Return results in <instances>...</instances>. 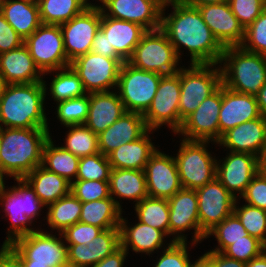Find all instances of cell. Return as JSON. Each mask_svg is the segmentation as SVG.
<instances>
[{
    "label": "cell",
    "instance_id": "cell-54",
    "mask_svg": "<svg viewBox=\"0 0 266 267\" xmlns=\"http://www.w3.org/2000/svg\"><path fill=\"white\" fill-rule=\"evenodd\" d=\"M211 262L212 267H246V263L226 257L216 251H209L204 254Z\"/></svg>",
    "mask_w": 266,
    "mask_h": 267
},
{
    "label": "cell",
    "instance_id": "cell-39",
    "mask_svg": "<svg viewBox=\"0 0 266 267\" xmlns=\"http://www.w3.org/2000/svg\"><path fill=\"white\" fill-rule=\"evenodd\" d=\"M50 85L52 98L58 103L86 95L83 82L71 66L58 69Z\"/></svg>",
    "mask_w": 266,
    "mask_h": 267
},
{
    "label": "cell",
    "instance_id": "cell-65",
    "mask_svg": "<svg viewBox=\"0 0 266 267\" xmlns=\"http://www.w3.org/2000/svg\"><path fill=\"white\" fill-rule=\"evenodd\" d=\"M2 133H3V126L0 125V141H1Z\"/></svg>",
    "mask_w": 266,
    "mask_h": 267
},
{
    "label": "cell",
    "instance_id": "cell-41",
    "mask_svg": "<svg viewBox=\"0 0 266 267\" xmlns=\"http://www.w3.org/2000/svg\"><path fill=\"white\" fill-rule=\"evenodd\" d=\"M210 235H215L219 246L214 250L222 253L229 245L233 244L235 241L245 239V236H249L238 217L232 213L230 216L225 218L220 224H217L212 230H210L205 238Z\"/></svg>",
    "mask_w": 266,
    "mask_h": 267
},
{
    "label": "cell",
    "instance_id": "cell-56",
    "mask_svg": "<svg viewBox=\"0 0 266 267\" xmlns=\"http://www.w3.org/2000/svg\"><path fill=\"white\" fill-rule=\"evenodd\" d=\"M0 267H23L21 261L6 247L0 249Z\"/></svg>",
    "mask_w": 266,
    "mask_h": 267
},
{
    "label": "cell",
    "instance_id": "cell-50",
    "mask_svg": "<svg viewBox=\"0 0 266 267\" xmlns=\"http://www.w3.org/2000/svg\"><path fill=\"white\" fill-rule=\"evenodd\" d=\"M102 229L86 224L83 222H77L72 226H69L64 232H62L63 240L68 244H81L87 245L90 243Z\"/></svg>",
    "mask_w": 266,
    "mask_h": 267
},
{
    "label": "cell",
    "instance_id": "cell-34",
    "mask_svg": "<svg viewBox=\"0 0 266 267\" xmlns=\"http://www.w3.org/2000/svg\"><path fill=\"white\" fill-rule=\"evenodd\" d=\"M122 208L118 200L112 197L82 202L79 222L104 229L119 228Z\"/></svg>",
    "mask_w": 266,
    "mask_h": 267
},
{
    "label": "cell",
    "instance_id": "cell-9",
    "mask_svg": "<svg viewBox=\"0 0 266 267\" xmlns=\"http://www.w3.org/2000/svg\"><path fill=\"white\" fill-rule=\"evenodd\" d=\"M58 235L61 239L37 230L17 238L6 247L19 260H33V263L45 264L47 267H69L68 248L62 241V233Z\"/></svg>",
    "mask_w": 266,
    "mask_h": 267
},
{
    "label": "cell",
    "instance_id": "cell-30",
    "mask_svg": "<svg viewBox=\"0 0 266 267\" xmlns=\"http://www.w3.org/2000/svg\"><path fill=\"white\" fill-rule=\"evenodd\" d=\"M149 129L142 137L126 143L107 155L111 168L144 170L150 156L157 150L151 142Z\"/></svg>",
    "mask_w": 266,
    "mask_h": 267
},
{
    "label": "cell",
    "instance_id": "cell-26",
    "mask_svg": "<svg viewBox=\"0 0 266 267\" xmlns=\"http://www.w3.org/2000/svg\"><path fill=\"white\" fill-rule=\"evenodd\" d=\"M148 130L143 114L125 112L111 126L98 135L99 151L107 156L121 145L139 139Z\"/></svg>",
    "mask_w": 266,
    "mask_h": 267
},
{
    "label": "cell",
    "instance_id": "cell-22",
    "mask_svg": "<svg viewBox=\"0 0 266 267\" xmlns=\"http://www.w3.org/2000/svg\"><path fill=\"white\" fill-rule=\"evenodd\" d=\"M203 21L224 47L240 46L244 40V28L232 13L228 2L197 7Z\"/></svg>",
    "mask_w": 266,
    "mask_h": 267
},
{
    "label": "cell",
    "instance_id": "cell-55",
    "mask_svg": "<svg viewBox=\"0 0 266 267\" xmlns=\"http://www.w3.org/2000/svg\"><path fill=\"white\" fill-rule=\"evenodd\" d=\"M127 252L122 246L91 267H123Z\"/></svg>",
    "mask_w": 266,
    "mask_h": 267
},
{
    "label": "cell",
    "instance_id": "cell-51",
    "mask_svg": "<svg viewBox=\"0 0 266 267\" xmlns=\"http://www.w3.org/2000/svg\"><path fill=\"white\" fill-rule=\"evenodd\" d=\"M245 202L266 211V178L258 172L242 195Z\"/></svg>",
    "mask_w": 266,
    "mask_h": 267
},
{
    "label": "cell",
    "instance_id": "cell-2",
    "mask_svg": "<svg viewBox=\"0 0 266 267\" xmlns=\"http://www.w3.org/2000/svg\"><path fill=\"white\" fill-rule=\"evenodd\" d=\"M49 128H3L0 141V170L24 178L42 163Z\"/></svg>",
    "mask_w": 266,
    "mask_h": 267
},
{
    "label": "cell",
    "instance_id": "cell-17",
    "mask_svg": "<svg viewBox=\"0 0 266 267\" xmlns=\"http://www.w3.org/2000/svg\"><path fill=\"white\" fill-rule=\"evenodd\" d=\"M164 2L165 0H104L99 8L105 16L137 23L151 31L161 27Z\"/></svg>",
    "mask_w": 266,
    "mask_h": 267
},
{
    "label": "cell",
    "instance_id": "cell-12",
    "mask_svg": "<svg viewBox=\"0 0 266 267\" xmlns=\"http://www.w3.org/2000/svg\"><path fill=\"white\" fill-rule=\"evenodd\" d=\"M180 70L172 75H164L158 85L156 95L148 110L143 114L149 129L156 130L168 124L175 134L182 127L180 119Z\"/></svg>",
    "mask_w": 266,
    "mask_h": 267
},
{
    "label": "cell",
    "instance_id": "cell-46",
    "mask_svg": "<svg viewBox=\"0 0 266 267\" xmlns=\"http://www.w3.org/2000/svg\"><path fill=\"white\" fill-rule=\"evenodd\" d=\"M265 249V244L253 236H245V239L235 241L223 252L226 257L242 262H249L251 259L260 256Z\"/></svg>",
    "mask_w": 266,
    "mask_h": 267
},
{
    "label": "cell",
    "instance_id": "cell-48",
    "mask_svg": "<svg viewBox=\"0 0 266 267\" xmlns=\"http://www.w3.org/2000/svg\"><path fill=\"white\" fill-rule=\"evenodd\" d=\"M228 3L244 29L266 9V0H228Z\"/></svg>",
    "mask_w": 266,
    "mask_h": 267
},
{
    "label": "cell",
    "instance_id": "cell-14",
    "mask_svg": "<svg viewBox=\"0 0 266 267\" xmlns=\"http://www.w3.org/2000/svg\"><path fill=\"white\" fill-rule=\"evenodd\" d=\"M198 198L200 241L233 213L236 198L215 177L195 190Z\"/></svg>",
    "mask_w": 266,
    "mask_h": 267
},
{
    "label": "cell",
    "instance_id": "cell-5",
    "mask_svg": "<svg viewBox=\"0 0 266 267\" xmlns=\"http://www.w3.org/2000/svg\"><path fill=\"white\" fill-rule=\"evenodd\" d=\"M17 186L6 189L2 201H0L11 221L8 229V237L3 246L13 243L17 238L28 235L34 231L29 228L32 220L39 216V211L45 205L40 201L34 189L24 178H15ZM42 207V208H41Z\"/></svg>",
    "mask_w": 266,
    "mask_h": 267
},
{
    "label": "cell",
    "instance_id": "cell-58",
    "mask_svg": "<svg viewBox=\"0 0 266 267\" xmlns=\"http://www.w3.org/2000/svg\"><path fill=\"white\" fill-rule=\"evenodd\" d=\"M185 4L191 6V7H201L208 4H217V3H223L228 2V0H182Z\"/></svg>",
    "mask_w": 266,
    "mask_h": 267
},
{
    "label": "cell",
    "instance_id": "cell-61",
    "mask_svg": "<svg viewBox=\"0 0 266 267\" xmlns=\"http://www.w3.org/2000/svg\"><path fill=\"white\" fill-rule=\"evenodd\" d=\"M4 175H8L6 172H3L2 170H0V201L3 199L4 194L6 193L5 191V183H4Z\"/></svg>",
    "mask_w": 266,
    "mask_h": 267
},
{
    "label": "cell",
    "instance_id": "cell-37",
    "mask_svg": "<svg viewBox=\"0 0 266 267\" xmlns=\"http://www.w3.org/2000/svg\"><path fill=\"white\" fill-rule=\"evenodd\" d=\"M48 206L46 217L48 225L58 230V233L79 222L82 202L71 192Z\"/></svg>",
    "mask_w": 266,
    "mask_h": 267
},
{
    "label": "cell",
    "instance_id": "cell-33",
    "mask_svg": "<svg viewBox=\"0 0 266 267\" xmlns=\"http://www.w3.org/2000/svg\"><path fill=\"white\" fill-rule=\"evenodd\" d=\"M110 196L135 200L139 203L148 197L144 170L111 169L109 177Z\"/></svg>",
    "mask_w": 266,
    "mask_h": 267
},
{
    "label": "cell",
    "instance_id": "cell-29",
    "mask_svg": "<svg viewBox=\"0 0 266 267\" xmlns=\"http://www.w3.org/2000/svg\"><path fill=\"white\" fill-rule=\"evenodd\" d=\"M0 12L24 40L42 24L36 0H0Z\"/></svg>",
    "mask_w": 266,
    "mask_h": 267
},
{
    "label": "cell",
    "instance_id": "cell-53",
    "mask_svg": "<svg viewBox=\"0 0 266 267\" xmlns=\"http://www.w3.org/2000/svg\"><path fill=\"white\" fill-rule=\"evenodd\" d=\"M91 52L102 55L108 58L113 59H121L116 52H109V42L107 40V36L103 33L101 29H99L94 37Z\"/></svg>",
    "mask_w": 266,
    "mask_h": 267
},
{
    "label": "cell",
    "instance_id": "cell-27",
    "mask_svg": "<svg viewBox=\"0 0 266 267\" xmlns=\"http://www.w3.org/2000/svg\"><path fill=\"white\" fill-rule=\"evenodd\" d=\"M126 112L114 91L89 93V110L85 125L99 135Z\"/></svg>",
    "mask_w": 266,
    "mask_h": 267
},
{
    "label": "cell",
    "instance_id": "cell-52",
    "mask_svg": "<svg viewBox=\"0 0 266 267\" xmlns=\"http://www.w3.org/2000/svg\"><path fill=\"white\" fill-rule=\"evenodd\" d=\"M24 44V39L6 21L0 12V54L8 52Z\"/></svg>",
    "mask_w": 266,
    "mask_h": 267
},
{
    "label": "cell",
    "instance_id": "cell-25",
    "mask_svg": "<svg viewBox=\"0 0 266 267\" xmlns=\"http://www.w3.org/2000/svg\"><path fill=\"white\" fill-rule=\"evenodd\" d=\"M100 29L107 36L109 52L116 54L127 62L147 30L141 25L125 20L105 16L101 12Z\"/></svg>",
    "mask_w": 266,
    "mask_h": 267
},
{
    "label": "cell",
    "instance_id": "cell-31",
    "mask_svg": "<svg viewBox=\"0 0 266 267\" xmlns=\"http://www.w3.org/2000/svg\"><path fill=\"white\" fill-rule=\"evenodd\" d=\"M127 220L121 217L120 241L121 246L128 252L132 248L136 253L151 254L154 250L162 247L164 238L167 236L163 231L150 225L138 222L133 227H128Z\"/></svg>",
    "mask_w": 266,
    "mask_h": 267
},
{
    "label": "cell",
    "instance_id": "cell-28",
    "mask_svg": "<svg viewBox=\"0 0 266 267\" xmlns=\"http://www.w3.org/2000/svg\"><path fill=\"white\" fill-rule=\"evenodd\" d=\"M25 44L0 54V75L8 84L44 81Z\"/></svg>",
    "mask_w": 266,
    "mask_h": 267
},
{
    "label": "cell",
    "instance_id": "cell-43",
    "mask_svg": "<svg viewBox=\"0 0 266 267\" xmlns=\"http://www.w3.org/2000/svg\"><path fill=\"white\" fill-rule=\"evenodd\" d=\"M57 118L64 126L85 124L89 110V93L57 103Z\"/></svg>",
    "mask_w": 266,
    "mask_h": 267
},
{
    "label": "cell",
    "instance_id": "cell-13",
    "mask_svg": "<svg viewBox=\"0 0 266 267\" xmlns=\"http://www.w3.org/2000/svg\"><path fill=\"white\" fill-rule=\"evenodd\" d=\"M123 63L122 59L108 58L88 52L73 60L70 66L78 74L87 93H91L107 92L117 87Z\"/></svg>",
    "mask_w": 266,
    "mask_h": 267
},
{
    "label": "cell",
    "instance_id": "cell-57",
    "mask_svg": "<svg viewBox=\"0 0 266 267\" xmlns=\"http://www.w3.org/2000/svg\"><path fill=\"white\" fill-rule=\"evenodd\" d=\"M256 98L260 114L266 119V83L259 90Z\"/></svg>",
    "mask_w": 266,
    "mask_h": 267
},
{
    "label": "cell",
    "instance_id": "cell-20",
    "mask_svg": "<svg viewBox=\"0 0 266 267\" xmlns=\"http://www.w3.org/2000/svg\"><path fill=\"white\" fill-rule=\"evenodd\" d=\"M144 172L149 197L169 199L183 188L175 157L158 150L150 156Z\"/></svg>",
    "mask_w": 266,
    "mask_h": 267
},
{
    "label": "cell",
    "instance_id": "cell-19",
    "mask_svg": "<svg viewBox=\"0 0 266 267\" xmlns=\"http://www.w3.org/2000/svg\"><path fill=\"white\" fill-rule=\"evenodd\" d=\"M167 200L169 203V235L177 234L172 242L187 241L185 234L181 233L193 228L192 243L194 245L198 243L200 241V225L196 191L182 188Z\"/></svg>",
    "mask_w": 266,
    "mask_h": 267
},
{
    "label": "cell",
    "instance_id": "cell-45",
    "mask_svg": "<svg viewBox=\"0 0 266 267\" xmlns=\"http://www.w3.org/2000/svg\"><path fill=\"white\" fill-rule=\"evenodd\" d=\"M240 46L266 56V9L244 30V40Z\"/></svg>",
    "mask_w": 266,
    "mask_h": 267
},
{
    "label": "cell",
    "instance_id": "cell-64",
    "mask_svg": "<svg viewBox=\"0 0 266 267\" xmlns=\"http://www.w3.org/2000/svg\"><path fill=\"white\" fill-rule=\"evenodd\" d=\"M8 83L5 81V79L0 75V99L3 96L5 89L7 87Z\"/></svg>",
    "mask_w": 266,
    "mask_h": 267
},
{
    "label": "cell",
    "instance_id": "cell-8",
    "mask_svg": "<svg viewBox=\"0 0 266 267\" xmlns=\"http://www.w3.org/2000/svg\"><path fill=\"white\" fill-rule=\"evenodd\" d=\"M209 142L182 140L175 160L183 188L196 190L216 177L217 160L206 149Z\"/></svg>",
    "mask_w": 266,
    "mask_h": 267
},
{
    "label": "cell",
    "instance_id": "cell-49",
    "mask_svg": "<svg viewBox=\"0 0 266 267\" xmlns=\"http://www.w3.org/2000/svg\"><path fill=\"white\" fill-rule=\"evenodd\" d=\"M155 267H190L186 241L170 242Z\"/></svg>",
    "mask_w": 266,
    "mask_h": 267
},
{
    "label": "cell",
    "instance_id": "cell-38",
    "mask_svg": "<svg viewBox=\"0 0 266 267\" xmlns=\"http://www.w3.org/2000/svg\"><path fill=\"white\" fill-rule=\"evenodd\" d=\"M138 221L169 235V203L165 198L146 197L135 204Z\"/></svg>",
    "mask_w": 266,
    "mask_h": 267
},
{
    "label": "cell",
    "instance_id": "cell-63",
    "mask_svg": "<svg viewBox=\"0 0 266 267\" xmlns=\"http://www.w3.org/2000/svg\"><path fill=\"white\" fill-rule=\"evenodd\" d=\"M259 172L266 178V153L265 156L259 160Z\"/></svg>",
    "mask_w": 266,
    "mask_h": 267
},
{
    "label": "cell",
    "instance_id": "cell-32",
    "mask_svg": "<svg viewBox=\"0 0 266 267\" xmlns=\"http://www.w3.org/2000/svg\"><path fill=\"white\" fill-rule=\"evenodd\" d=\"M24 179L31 185L40 201L48 206L70 193L71 183L64 177L50 172L41 165Z\"/></svg>",
    "mask_w": 266,
    "mask_h": 267
},
{
    "label": "cell",
    "instance_id": "cell-42",
    "mask_svg": "<svg viewBox=\"0 0 266 267\" xmlns=\"http://www.w3.org/2000/svg\"><path fill=\"white\" fill-rule=\"evenodd\" d=\"M234 203L233 213L238 217L250 236L258 238L266 245V211L248 204L239 208Z\"/></svg>",
    "mask_w": 266,
    "mask_h": 267
},
{
    "label": "cell",
    "instance_id": "cell-24",
    "mask_svg": "<svg viewBox=\"0 0 266 267\" xmlns=\"http://www.w3.org/2000/svg\"><path fill=\"white\" fill-rule=\"evenodd\" d=\"M120 246V228L104 229L87 245H67L69 267H91Z\"/></svg>",
    "mask_w": 266,
    "mask_h": 267
},
{
    "label": "cell",
    "instance_id": "cell-4",
    "mask_svg": "<svg viewBox=\"0 0 266 267\" xmlns=\"http://www.w3.org/2000/svg\"><path fill=\"white\" fill-rule=\"evenodd\" d=\"M222 63V85L232 91L256 96L266 83L265 55L241 46L226 47L219 64Z\"/></svg>",
    "mask_w": 266,
    "mask_h": 267
},
{
    "label": "cell",
    "instance_id": "cell-6",
    "mask_svg": "<svg viewBox=\"0 0 266 267\" xmlns=\"http://www.w3.org/2000/svg\"><path fill=\"white\" fill-rule=\"evenodd\" d=\"M214 67L216 64H191L189 69L180 67L179 112L182 121L222 85L221 68Z\"/></svg>",
    "mask_w": 266,
    "mask_h": 267
},
{
    "label": "cell",
    "instance_id": "cell-3",
    "mask_svg": "<svg viewBox=\"0 0 266 267\" xmlns=\"http://www.w3.org/2000/svg\"><path fill=\"white\" fill-rule=\"evenodd\" d=\"M45 81L8 84L0 99V125L5 128H49L44 110Z\"/></svg>",
    "mask_w": 266,
    "mask_h": 267
},
{
    "label": "cell",
    "instance_id": "cell-21",
    "mask_svg": "<svg viewBox=\"0 0 266 267\" xmlns=\"http://www.w3.org/2000/svg\"><path fill=\"white\" fill-rule=\"evenodd\" d=\"M231 152L250 153L262 159L266 153V119L261 115L225 132L217 142Z\"/></svg>",
    "mask_w": 266,
    "mask_h": 267
},
{
    "label": "cell",
    "instance_id": "cell-44",
    "mask_svg": "<svg viewBox=\"0 0 266 267\" xmlns=\"http://www.w3.org/2000/svg\"><path fill=\"white\" fill-rule=\"evenodd\" d=\"M111 165L107 156L99 153L80 158L76 180L109 181Z\"/></svg>",
    "mask_w": 266,
    "mask_h": 267
},
{
    "label": "cell",
    "instance_id": "cell-59",
    "mask_svg": "<svg viewBox=\"0 0 266 267\" xmlns=\"http://www.w3.org/2000/svg\"><path fill=\"white\" fill-rule=\"evenodd\" d=\"M246 267H266V253L263 252L260 256L251 259L246 263Z\"/></svg>",
    "mask_w": 266,
    "mask_h": 267
},
{
    "label": "cell",
    "instance_id": "cell-16",
    "mask_svg": "<svg viewBox=\"0 0 266 267\" xmlns=\"http://www.w3.org/2000/svg\"><path fill=\"white\" fill-rule=\"evenodd\" d=\"M222 105V85L199 105L177 133L186 140L219 141V113Z\"/></svg>",
    "mask_w": 266,
    "mask_h": 267
},
{
    "label": "cell",
    "instance_id": "cell-47",
    "mask_svg": "<svg viewBox=\"0 0 266 267\" xmlns=\"http://www.w3.org/2000/svg\"><path fill=\"white\" fill-rule=\"evenodd\" d=\"M70 192L81 202H91L110 196L109 181L75 180Z\"/></svg>",
    "mask_w": 266,
    "mask_h": 267
},
{
    "label": "cell",
    "instance_id": "cell-40",
    "mask_svg": "<svg viewBox=\"0 0 266 267\" xmlns=\"http://www.w3.org/2000/svg\"><path fill=\"white\" fill-rule=\"evenodd\" d=\"M69 132L66 145L62 146L79 158L99 153L98 135L93 133L85 124L66 126Z\"/></svg>",
    "mask_w": 266,
    "mask_h": 267
},
{
    "label": "cell",
    "instance_id": "cell-23",
    "mask_svg": "<svg viewBox=\"0 0 266 267\" xmlns=\"http://www.w3.org/2000/svg\"><path fill=\"white\" fill-rule=\"evenodd\" d=\"M261 116L256 96L238 93L222 85L219 140L228 130Z\"/></svg>",
    "mask_w": 266,
    "mask_h": 267
},
{
    "label": "cell",
    "instance_id": "cell-18",
    "mask_svg": "<svg viewBox=\"0 0 266 267\" xmlns=\"http://www.w3.org/2000/svg\"><path fill=\"white\" fill-rule=\"evenodd\" d=\"M223 160L216 162V178L237 199L259 172L260 159L250 153L230 151Z\"/></svg>",
    "mask_w": 266,
    "mask_h": 267
},
{
    "label": "cell",
    "instance_id": "cell-10",
    "mask_svg": "<svg viewBox=\"0 0 266 267\" xmlns=\"http://www.w3.org/2000/svg\"><path fill=\"white\" fill-rule=\"evenodd\" d=\"M163 76L124 62L120 69L117 90L126 112L144 114L150 107Z\"/></svg>",
    "mask_w": 266,
    "mask_h": 267
},
{
    "label": "cell",
    "instance_id": "cell-15",
    "mask_svg": "<svg viewBox=\"0 0 266 267\" xmlns=\"http://www.w3.org/2000/svg\"><path fill=\"white\" fill-rule=\"evenodd\" d=\"M101 9L89 5L80 14L60 25L67 59L72 62L77 57L91 52L96 32L100 29Z\"/></svg>",
    "mask_w": 266,
    "mask_h": 267
},
{
    "label": "cell",
    "instance_id": "cell-60",
    "mask_svg": "<svg viewBox=\"0 0 266 267\" xmlns=\"http://www.w3.org/2000/svg\"><path fill=\"white\" fill-rule=\"evenodd\" d=\"M190 267H212V262L203 254L199 259H197Z\"/></svg>",
    "mask_w": 266,
    "mask_h": 267
},
{
    "label": "cell",
    "instance_id": "cell-1",
    "mask_svg": "<svg viewBox=\"0 0 266 267\" xmlns=\"http://www.w3.org/2000/svg\"><path fill=\"white\" fill-rule=\"evenodd\" d=\"M173 6V12L165 16V7ZM164 14V16H163ZM160 29L167 35L180 59V48L190 51L191 64H219L224 47L203 21L198 8L182 0H165L161 13Z\"/></svg>",
    "mask_w": 266,
    "mask_h": 267
},
{
    "label": "cell",
    "instance_id": "cell-35",
    "mask_svg": "<svg viewBox=\"0 0 266 267\" xmlns=\"http://www.w3.org/2000/svg\"><path fill=\"white\" fill-rule=\"evenodd\" d=\"M53 143L50 136L43 147L41 166L72 183L73 177L76 180L80 158Z\"/></svg>",
    "mask_w": 266,
    "mask_h": 267
},
{
    "label": "cell",
    "instance_id": "cell-36",
    "mask_svg": "<svg viewBox=\"0 0 266 267\" xmlns=\"http://www.w3.org/2000/svg\"><path fill=\"white\" fill-rule=\"evenodd\" d=\"M42 24L61 25L80 14L88 0H36Z\"/></svg>",
    "mask_w": 266,
    "mask_h": 267
},
{
    "label": "cell",
    "instance_id": "cell-11",
    "mask_svg": "<svg viewBox=\"0 0 266 267\" xmlns=\"http://www.w3.org/2000/svg\"><path fill=\"white\" fill-rule=\"evenodd\" d=\"M24 44L43 75L70 66L60 25L41 24Z\"/></svg>",
    "mask_w": 266,
    "mask_h": 267
},
{
    "label": "cell",
    "instance_id": "cell-62",
    "mask_svg": "<svg viewBox=\"0 0 266 267\" xmlns=\"http://www.w3.org/2000/svg\"><path fill=\"white\" fill-rule=\"evenodd\" d=\"M23 267H47L45 264L33 263V260H20Z\"/></svg>",
    "mask_w": 266,
    "mask_h": 267
},
{
    "label": "cell",
    "instance_id": "cell-7",
    "mask_svg": "<svg viewBox=\"0 0 266 267\" xmlns=\"http://www.w3.org/2000/svg\"><path fill=\"white\" fill-rule=\"evenodd\" d=\"M179 57L167 35L159 28L147 31L127 61L133 67L162 75L177 73Z\"/></svg>",
    "mask_w": 266,
    "mask_h": 267
}]
</instances>
